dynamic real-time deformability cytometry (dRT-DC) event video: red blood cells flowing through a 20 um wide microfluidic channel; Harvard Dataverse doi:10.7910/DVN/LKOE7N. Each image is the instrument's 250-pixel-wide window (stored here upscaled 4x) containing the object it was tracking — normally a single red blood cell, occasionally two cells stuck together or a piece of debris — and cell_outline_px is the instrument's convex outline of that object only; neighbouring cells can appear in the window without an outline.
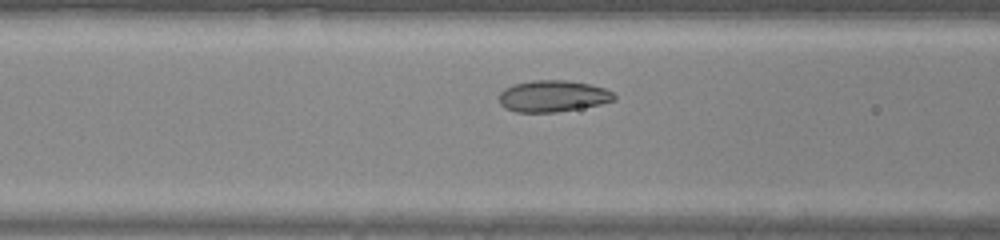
{"species": "common noctule bat (a hibernating species)", "species_latin": "Nyctalus noctula", "temperature_condition": "warm", "stored_images_in_passage": 34, "camera_frame_rate_fps": 3000, "um_per_image_px": 0.085, "animal": {"sex": "male", "body_mass_g": 20.0, "forearm_length_mm": 53.3}, "frame": {"image": 1, "passage_image": 11, "time_ms": 3.333, "image_size_px": [1000, 240], "cell_outline_px": [[616, 100], [600, 104], [556, 112], [516, 112], [504, 108], [500, 104], [500, 92], [504, 88], [516, 84], [532, 80], [568, 80], [588, 84], [604, 88], [612, 92], [616, 96]], "centroid_in_image_um": [46.98, 8.17], "position_along_channel_um": 119.6, "area_um2": 21.04}}
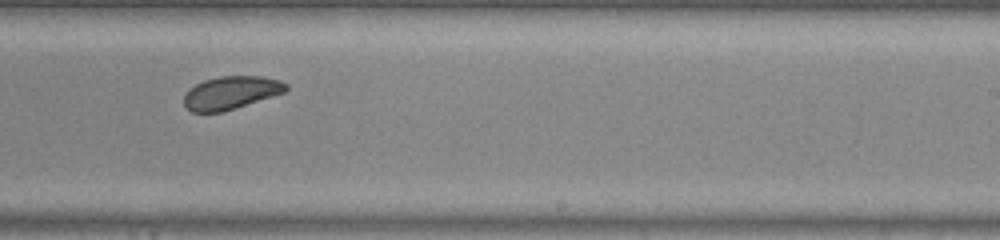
{"frame": {"image": 2, "passage_image": 21, "time_ms": 6.667, "image_size_px": [1000, 240], "cell_outline_px": [[288, 88], [284, 92], [220, 112], [192, 112], [184, 104], [184, 96], [188, 88], [204, 80], [220, 76], [260, 76], [280, 80], [288, 84]], "centroid_in_image_um": [19.6, 7.86], "position_along_channel_um": 269.4, "area_um2": 19.31}}
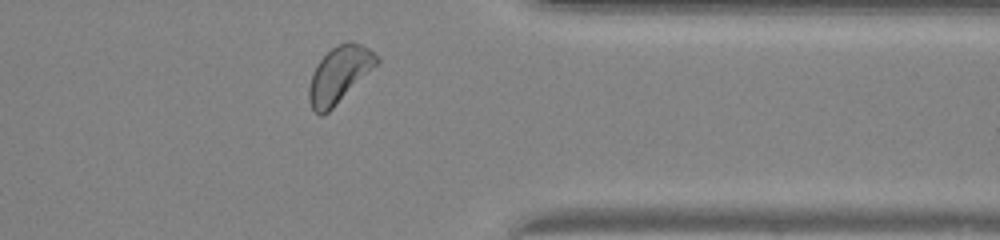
{"frame": {"image": 3, "passage_image": 29, "time_ms": 9.333, "image_size_px": [1000, 240], "cell_outline_px": [[380, 60], [324, 116], [320, 116], [312, 108], [308, 100], [308, 88], [312, 72], [316, 64], [332, 48], [348, 40], [360, 44], [368, 48], [380, 56]], "centroid_in_image_um": [28.8, 6.33], "position_along_channel_um": 382.6, "area_um2": 21.79}}